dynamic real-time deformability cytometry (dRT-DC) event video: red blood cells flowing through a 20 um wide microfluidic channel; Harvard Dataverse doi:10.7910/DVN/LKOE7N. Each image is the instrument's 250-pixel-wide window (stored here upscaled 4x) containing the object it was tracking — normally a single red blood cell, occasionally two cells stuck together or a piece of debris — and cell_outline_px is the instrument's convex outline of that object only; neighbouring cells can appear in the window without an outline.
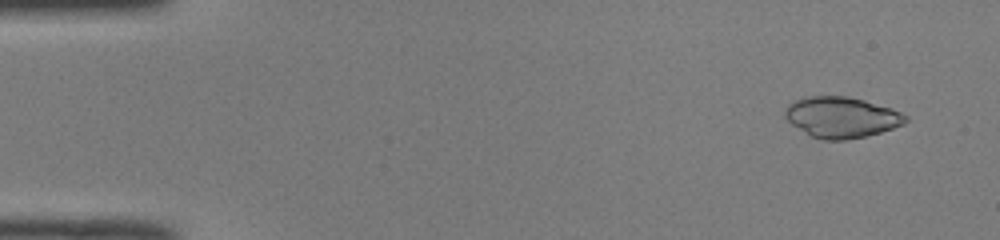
{"species": "common noctule bat (a hibernating species)", "species_latin": "Nyctalus noctula", "temperature_condition": "room temperature", "stored_images_in_passage": 50, "camera_frame_rate_fps": 3000, "um_per_image_px": 0.085, "animal": {"sex": "male", "body_mass_g": 19.0, "forearm_length_mm": 50.8}, "frame": {"image": 1, "passage_image": 4, "time_ms": 1.0, "image_size_px": [1000, 240], "cell_outline_px": [[908, 120], [904, 124], [880, 132], [864, 136], [844, 140], [824, 140], [812, 136], [792, 124], [784, 116], [784, 108], [792, 100], [808, 96], [848, 96], [864, 100], [892, 108], [908, 116]], "centroid_in_image_um": [71.51, 9.95], "position_along_channel_um": 13.5, "area_um2": 28.67}}
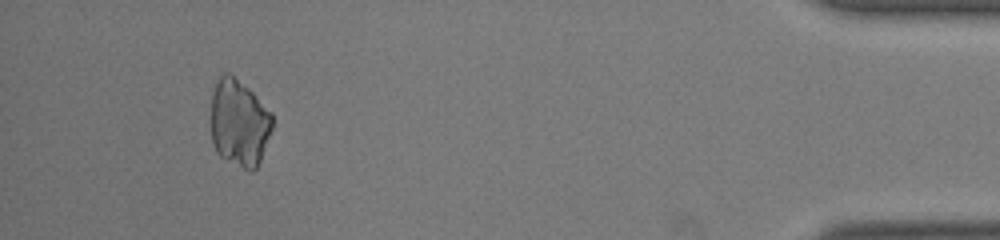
{"frame": {"image": 2, "passage_image": 47, "time_ms": 15.333, "image_size_px": [1000, 240], "cell_outline_px": [[272, 128], [260, 160], [256, 168], [252, 172], [248, 172], [220, 156], [216, 152], [212, 144], [212, 92], [216, 80], [224, 72], [232, 72], [272, 112]], "centroid_in_image_um": [20.32, 10.43], "position_along_channel_um": 414.9, "area_um2": 31.39}}